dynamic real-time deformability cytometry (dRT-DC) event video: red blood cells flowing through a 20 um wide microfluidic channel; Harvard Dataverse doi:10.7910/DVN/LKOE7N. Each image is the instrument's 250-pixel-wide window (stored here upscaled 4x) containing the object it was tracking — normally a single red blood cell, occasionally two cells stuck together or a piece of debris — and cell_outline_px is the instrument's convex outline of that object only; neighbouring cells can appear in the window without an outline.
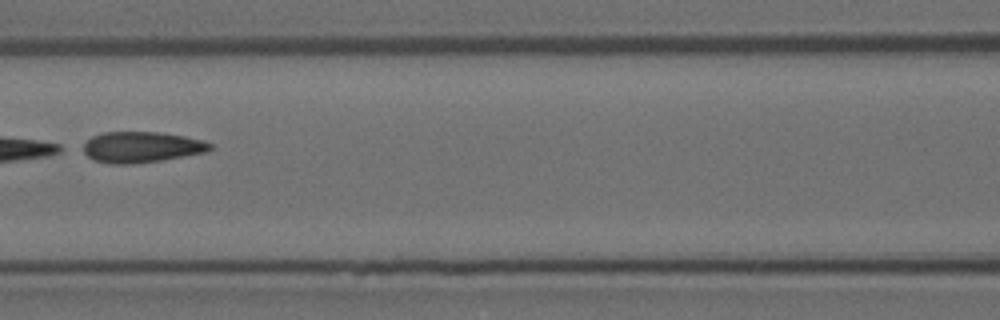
{"species": "Egyptian fruit bat (a non-hibernating species)", "species_latin": "Rousettus aegyptiacus", "temperature_condition": "room temperature", "stored_images_in_passage": 12, "camera_frame_rate_fps": 3000, "um_per_image_px": 0.085, "animal": {"sex": "female"}, "frame": {"image": 1, "passage_image": 4, "time_ms": 1.0, "image_size_px": [1000, 320], "cell_outline_px": [[212, 148], [204, 152], [184, 156], [160, 160], [132, 164], [108, 164], [92, 160], [84, 152], [84, 144], [92, 136], [104, 132], [160, 132], [184, 136], [200, 140], [212, 144]], "centroid_in_image_um": [11.99, 12.51], "position_along_channel_um": 154.6, "area_um2": 22.66}}
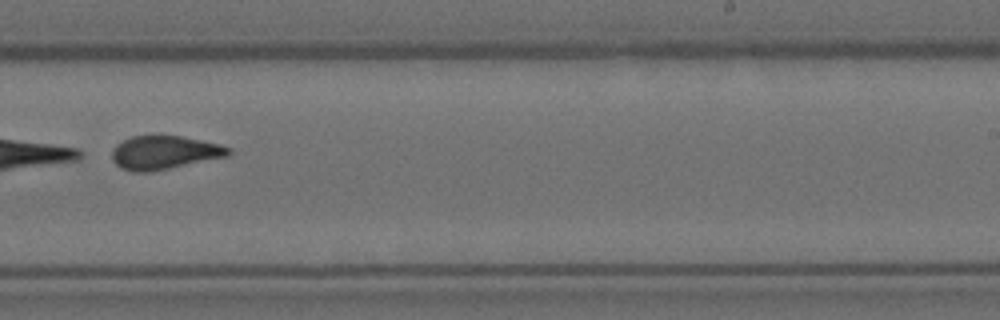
{"frame": {"image": 2, "passage_image": 7, "time_ms": 2.0, "image_size_px": [1000, 320], "cell_outline_px": [[232, 152], [228, 156], [148, 172], [132, 172], [120, 168], [112, 160], [112, 152], [116, 144], [132, 136], [156, 132], [160, 132], [220, 144], [232, 148]], "centroid_in_image_um": [13.94, 12.92], "position_along_channel_um": 275.1, "area_um2": 23.35}}
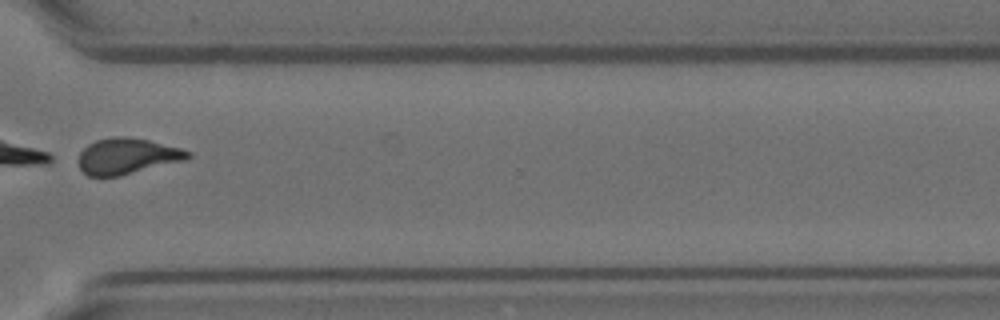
{"frame": {"image": 3, "passage_image": 9, "time_ms": 2.667, "image_size_px": [1000, 320], "cell_outline_px": [[192, 156], [184, 160], [120, 176], [88, 176], [80, 168], [76, 160], [80, 152], [88, 144], [96, 140], [112, 136], [124, 136], [148, 140], [180, 148], [192, 152]], "centroid_in_image_um": [10.77, 13.27], "position_along_channel_um": 359.8, "area_um2": 22.95}}